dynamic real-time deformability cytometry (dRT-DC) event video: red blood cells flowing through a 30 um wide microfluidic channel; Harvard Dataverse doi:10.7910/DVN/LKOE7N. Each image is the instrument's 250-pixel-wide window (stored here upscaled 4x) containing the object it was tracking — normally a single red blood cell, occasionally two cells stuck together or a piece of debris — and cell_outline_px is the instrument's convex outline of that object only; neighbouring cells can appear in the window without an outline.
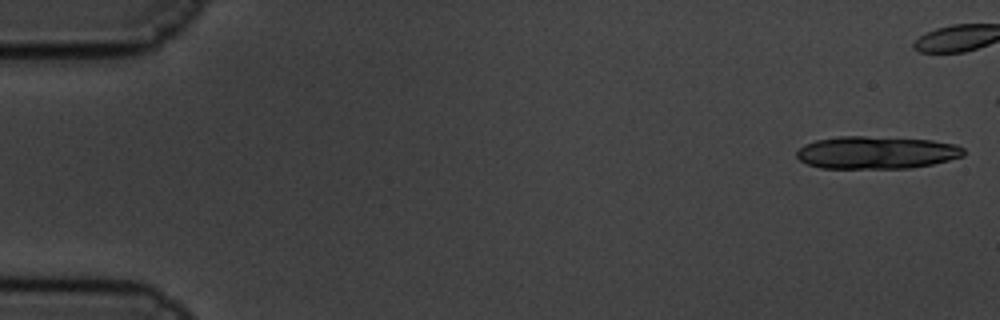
{"species": "common noctule bat (a hibernating species)", "species_latin": "Nyctalus noctula", "temperature_condition": "cold", "stored_images_in_passage": 15, "camera_frame_rate_fps": 3000, "um_per_image_px": 0.085, "animal": {"sex": "male", "body_mass_g": 19.5, "forearm_length_mm": 54.6}, "frame": {"image": 1, "passage_image": 1, "time_ms": 0.0, "image_size_px": [1000, 320], "cell_outline_px": [[964, 156], [932, 164], [912, 168], [820, 168], [808, 164], [800, 160], [796, 156], [796, 152], [804, 144], [816, 140], [840, 136], [864, 136], [932, 140], [956, 144], [964, 148]], "centroid_in_image_um": [74.5, 12.96], "position_along_channel_um": 10.5, "area_um2": 31.73}}